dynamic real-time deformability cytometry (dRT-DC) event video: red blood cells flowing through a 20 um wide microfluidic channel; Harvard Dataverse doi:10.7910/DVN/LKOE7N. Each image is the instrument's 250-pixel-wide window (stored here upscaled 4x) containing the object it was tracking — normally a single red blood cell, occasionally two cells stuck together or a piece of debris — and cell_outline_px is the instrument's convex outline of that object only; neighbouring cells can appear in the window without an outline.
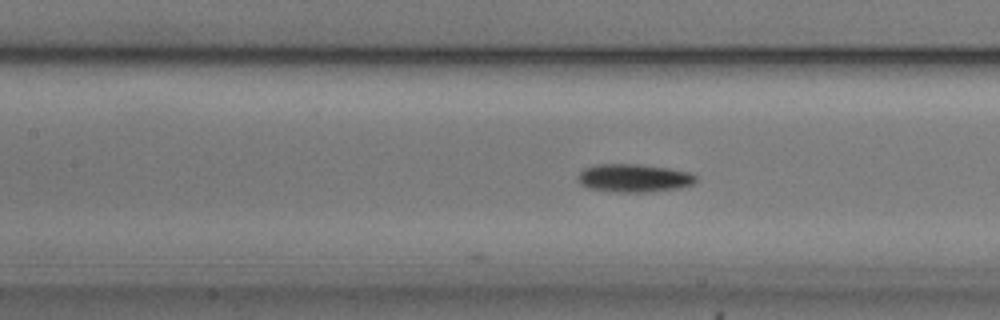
{"species": "common noctule bat (a hibernating species)", "species_latin": "Nyctalus noctula", "temperature_condition": "cold", "stored_images_in_passage": 11, "camera_frame_rate_fps": 3000, "um_per_image_px": 0.085, "animal": {"sex": "male", "body_mass_g": 20.5, "forearm_length_mm": 52.5}, "frame": {"image": 1, "passage_image": 11, "time_ms": 3.333, "image_size_px": [1000, 320], "cell_outline_px": [[696, 180], [692, 184], [680, 188], [652, 192], [620, 192], [588, 188], [580, 184], [576, 176], [584, 168], [596, 164], [640, 164], [668, 168], [688, 172], [696, 176]], "centroid_in_image_um": [53.86, 15.13], "position_along_channel_um": 153.5, "area_um2": 19.42}}